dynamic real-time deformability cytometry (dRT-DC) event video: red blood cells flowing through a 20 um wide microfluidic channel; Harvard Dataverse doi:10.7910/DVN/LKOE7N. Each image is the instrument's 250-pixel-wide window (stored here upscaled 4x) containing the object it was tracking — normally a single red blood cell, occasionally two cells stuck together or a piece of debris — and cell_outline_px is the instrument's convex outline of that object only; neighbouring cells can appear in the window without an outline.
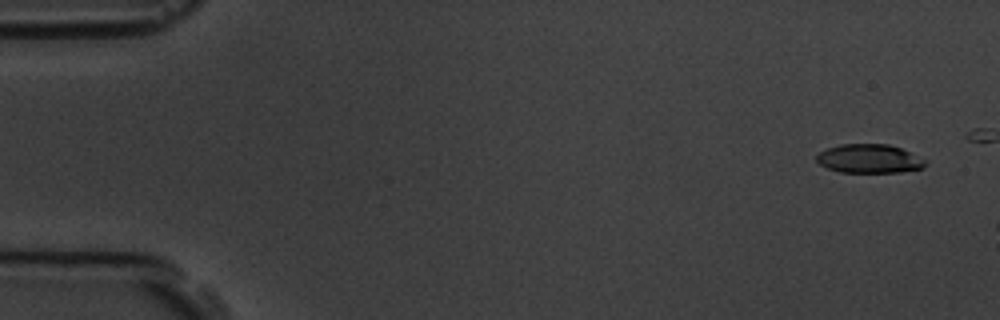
{"species": "common noctule bat (a hibernating species)", "species_latin": "Nyctalus noctula", "temperature_condition": "room temperature", "stored_images_in_passage": 4, "camera_frame_rate_fps": 3000, "um_per_image_px": 0.085, "animal": {"sex": "male", "body_mass_g": 19.5, "forearm_length_mm": 54.6}, "frame": {"image": 1, "passage_image": 1, "time_ms": 0.0, "image_size_px": [1000, 320], "cell_outline_px": [[928, 164], [924, 168], [900, 172], [840, 172], [828, 168], [820, 164], [816, 160], [816, 156], [820, 152], [828, 148], [840, 144], [888, 144], [900, 148], [928, 160]], "centroid_in_image_um": [73.93, 13.49], "position_along_channel_um": 11.1, "area_um2": 18.32}}